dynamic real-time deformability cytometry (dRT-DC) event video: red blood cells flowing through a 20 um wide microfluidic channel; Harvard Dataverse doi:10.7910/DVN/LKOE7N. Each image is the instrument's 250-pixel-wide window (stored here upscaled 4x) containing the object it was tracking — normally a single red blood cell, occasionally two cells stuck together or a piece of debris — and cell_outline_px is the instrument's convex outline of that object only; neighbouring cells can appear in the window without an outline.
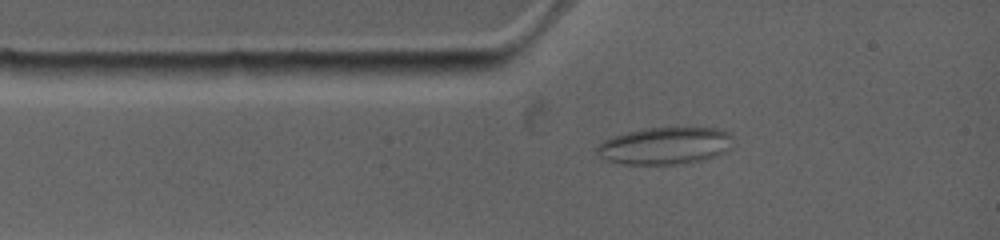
{"species": "common noctule bat (a hibernating species)", "species_latin": "Nyctalus noctula", "temperature_condition": "warm", "stored_images_in_passage": 19, "camera_frame_rate_fps": 4500, "um_per_image_px": 0.085, "animal": {"sex": "female", "body_mass_g": 19.0, "forearm_length_mm": 53.3}, "frame": {"image": 1, "passage_image": 6, "time_ms": 1.333, "image_size_px": [1000, 240], "cell_outline_px": [[724, 136], [720, 152], [716, 156], [704, 160], [684, 164], [628, 164], [608, 160], [596, 148], [600, 144], [608, 140], [620, 136], [636, 132], [664, 128], [704, 128], [724, 132]], "centroid_in_image_um": [56.43, 12.44], "position_along_channel_um": 28.6, "area_um2": 26.88}}
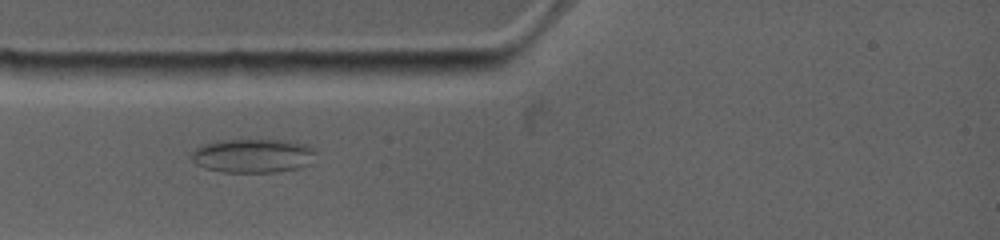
{"frame": {"image": 2, "passage_image": 10, "time_ms": 2.444, "image_size_px": [1000, 240], "cell_outline_px": [[312, 152], [304, 164], [296, 168], [276, 172], [220, 172], [204, 168], [192, 160], [192, 152], [208, 144], [240, 140], [276, 140], [300, 144], [308, 148]], "centroid_in_image_um": [21.38, 13.27], "position_along_channel_um": 63.6, "area_um2": 23.0}}
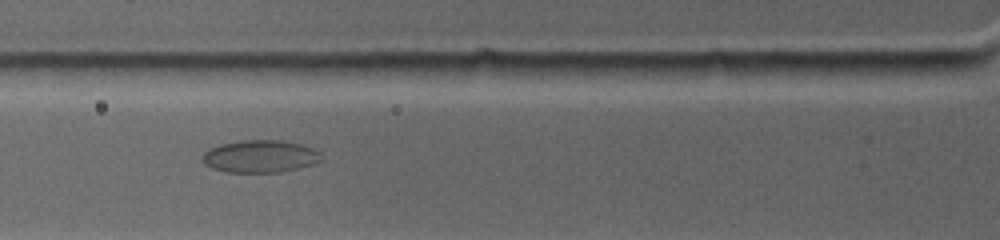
{"frame": {"image": 3, "passage_image": 14, "time_ms": 3.556, "image_size_px": [1000, 240], "cell_outline_px": [[320, 160], [312, 164], [280, 172], [228, 172], [212, 168], [204, 160], [204, 156], [212, 148], [224, 144], [252, 140], [272, 140], [296, 144], [308, 148], [316, 152]], "centroid_in_image_um": [22.09, 13.32], "position_along_channel_um": 103.7, "area_um2": 21.1}}